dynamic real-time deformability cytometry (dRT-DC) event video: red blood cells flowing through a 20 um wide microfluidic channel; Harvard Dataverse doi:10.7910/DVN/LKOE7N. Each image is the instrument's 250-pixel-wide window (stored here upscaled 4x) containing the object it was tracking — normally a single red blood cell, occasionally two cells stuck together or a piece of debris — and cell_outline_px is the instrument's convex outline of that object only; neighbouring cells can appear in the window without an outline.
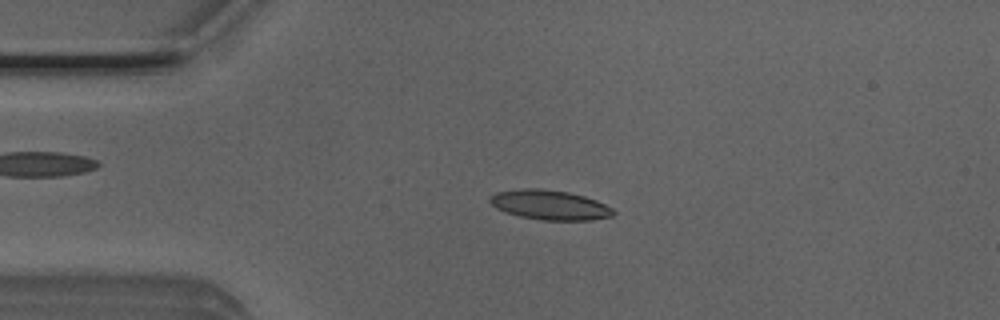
{"species": "Egyptian fruit bat (a non-hibernating species)", "species_latin": "Rousettus aegyptiacus", "temperature_condition": "room temperature", "stored_images_in_passage": 49, "camera_frame_rate_fps": 3000, "um_per_image_px": 0.085, "animal": {"sex": "male"}, "frame": {"image": 1, "passage_image": 10, "time_ms": 3.0, "image_size_px": [1000, 320], "cell_outline_px": [[616, 212], [612, 216], [588, 220], [540, 220], [520, 216], [504, 212], [496, 208], [488, 200], [488, 196], [496, 192], [524, 188], [540, 188], [568, 192], [584, 196], [596, 200], [612, 208]], "centroid_in_image_um": [46.69, 17.41], "position_along_channel_um": 38.3, "area_um2": 21.39}}
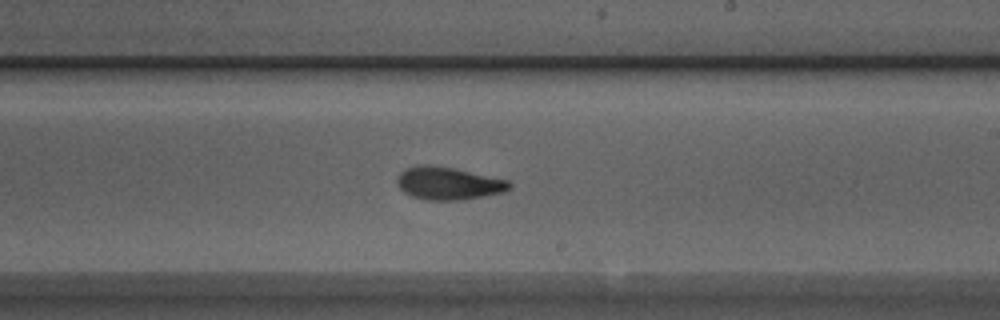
{"frame": {"image": 2, "passage_image": 28, "time_ms": 9.0, "image_size_px": [1000, 320], "cell_outline_px": [[512, 188], [504, 192], [464, 200], [424, 200], [412, 196], [404, 192], [396, 184], [396, 180], [400, 172], [404, 168], [420, 164], [428, 164], [456, 168], [508, 180], [512, 184]], "centroid_in_image_um": [38.1, 15.58], "position_along_channel_um": 250.9, "area_um2": 21.79}}
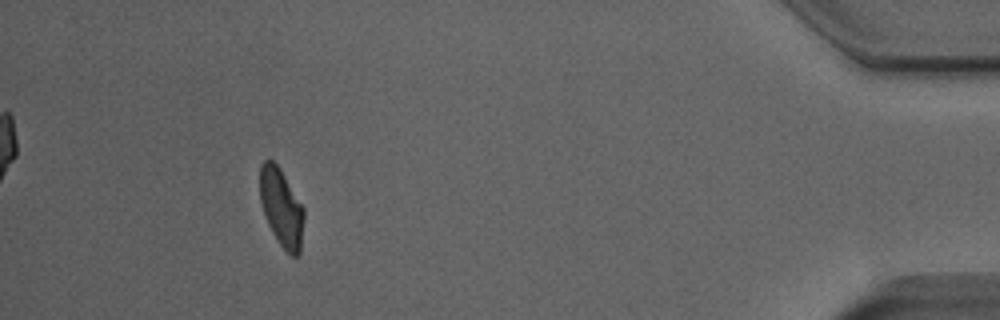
{"frame": {"image": 3, "passage_image": 45, "time_ms": 14.667, "image_size_px": [1000, 320], "cell_outline_px": [[304, 220], [300, 256], [292, 256], [276, 240], [264, 216], [260, 200], [260, 164], [264, 160], [272, 160], [280, 168], [304, 208]], "centroid_in_image_um": [23.92, 17.66], "position_along_channel_um": 411.3, "area_um2": 20.11}, "authors_computed_cell_mechanics": {"area_um2": 20.8658, "velocity_mm_per_s": 4.0086, "shape_relaxation_time_tau1_ms": 5.1956, "shape_relaxation_time_tau2_ms": 2.919, "deformation_change_tau1": 0.1525, "deformation_change_tau2": 0.1022}}